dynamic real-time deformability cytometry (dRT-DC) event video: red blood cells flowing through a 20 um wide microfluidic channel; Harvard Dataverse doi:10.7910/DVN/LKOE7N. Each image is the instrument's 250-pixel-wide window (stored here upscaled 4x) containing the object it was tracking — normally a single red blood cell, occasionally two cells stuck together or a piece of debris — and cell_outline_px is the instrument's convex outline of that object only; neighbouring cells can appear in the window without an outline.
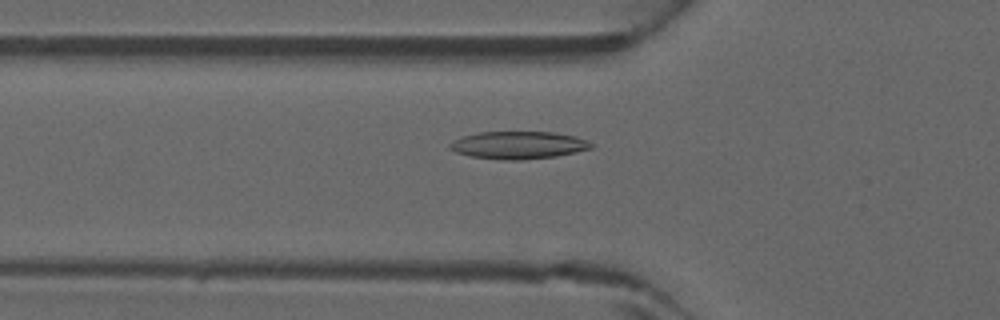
{"species": "common noctule bat (a hibernating species)", "species_latin": "Nyctalus noctula", "temperature_condition": "warm", "stored_images_in_passage": 43, "camera_frame_rate_fps": 3000, "um_per_image_px": 0.085, "animal": {"sex": "male", "forearm_length_mm": 52.5}, "frame": {"image": 1, "passage_image": 14, "time_ms": 4.333, "image_size_px": [1000, 320], "cell_outline_px": [[592, 148], [576, 152], [556, 156], [520, 160], [500, 160], [472, 156], [456, 152], [448, 148], [448, 144], [452, 140], [464, 136], [480, 132], [552, 132], [576, 136], [592, 144]], "centroid_in_image_um": [44.03, 12.34], "position_along_channel_um": 81.8, "area_um2": 22.6}}
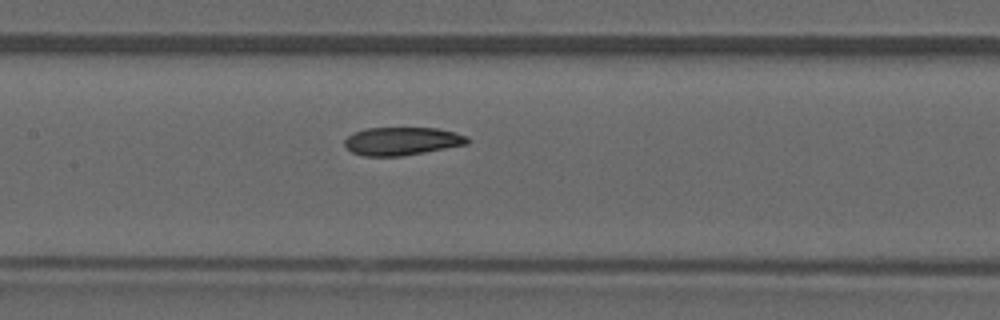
{"frame": {"image": 2, "passage_image": 20, "time_ms": 6.333, "image_size_px": [1000, 320], "cell_outline_px": [[468, 144], [424, 152], [400, 156], [364, 156], [352, 152], [344, 144], [344, 140], [352, 132], [364, 128], [436, 128], [456, 132], [468, 136]], "centroid_in_image_um": [34.15, 11.99], "position_along_channel_um": 173.2, "area_um2": 20.11}}
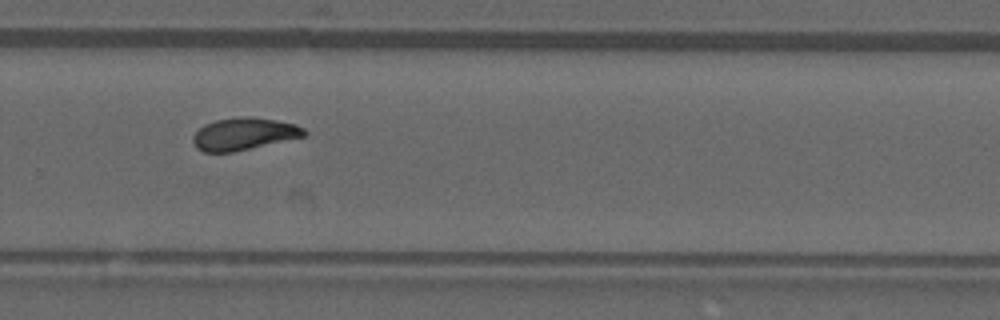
{"frame": {"image": 3, "passage_image": 29, "time_ms": 9.333, "image_size_px": [1000, 320], "cell_outline_px": [[308, 132], [304, 136], [232, 152], [204, 152], [196, 148], [192, 140], [192, 136], [204, 124], [216, 120], [276, 120], [296, 124], [304, 128]], "centroid_in_image_um": [20.71, 11.44], "position_along_channel_um": 309.1, "area_um2": 19.83}}